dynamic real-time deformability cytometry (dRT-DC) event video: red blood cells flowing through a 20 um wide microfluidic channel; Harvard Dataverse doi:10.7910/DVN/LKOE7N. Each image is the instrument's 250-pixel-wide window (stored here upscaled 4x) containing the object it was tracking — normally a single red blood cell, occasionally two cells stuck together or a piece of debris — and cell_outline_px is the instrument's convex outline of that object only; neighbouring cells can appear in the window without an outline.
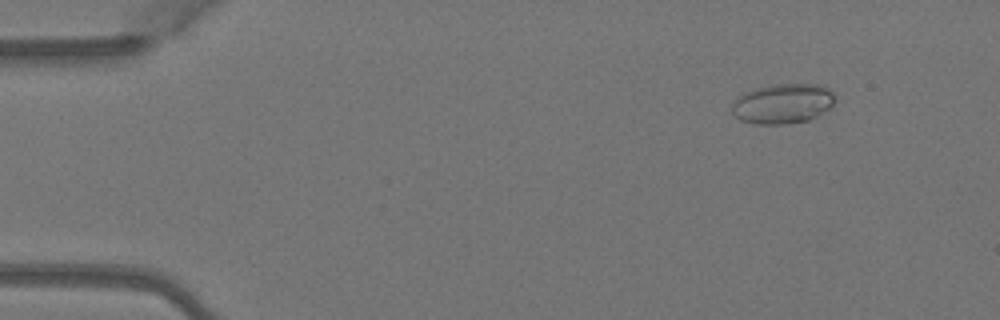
{"species": "Egyptian fruit bat (a non-hibernating species)", "species_latin": "Rousettus aegyptiacus", "temperature_condition": "warm", "stored_images_in_passage": 4, "camera_frame_rate_fps": 3000, "um_per_image_px": 0.085, "animal": {"sex": "female"}, "frame": {"image": 1, "passage_image": 2, "time_ms": 0.333, "image_size_px": [1000, 320], "cell_outline_px": [[832, 104], [828, 108], [816, 116], [808, 120], [780, 124], [756, 124], [740, 120], [732, 112], [732, 104], [736, 96], [752, 88], [772, 84], [824, 84], [832, 92]], "centroid_in_image_um": [66.47, 8.78], "position_along_channel_um": 18.5, "area_um2": 23.99}}